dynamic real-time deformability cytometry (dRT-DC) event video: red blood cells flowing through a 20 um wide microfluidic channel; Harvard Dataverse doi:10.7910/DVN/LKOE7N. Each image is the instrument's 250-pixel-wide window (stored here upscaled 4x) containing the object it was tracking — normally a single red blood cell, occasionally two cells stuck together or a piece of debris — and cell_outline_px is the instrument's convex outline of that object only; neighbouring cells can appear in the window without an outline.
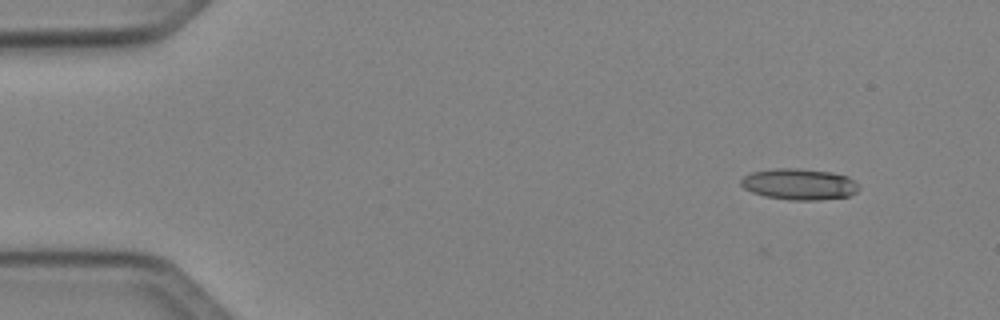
{"species": "Egyptian fruit bat (a non-hibernating species)", "species_latin": "Rousettus aegyptiacus", "temperature_condition": "cold", "stored_images_in_passage": 3, "camera_frame_rate_fps": 3000, "um_per_image_px": 0.085, "animal": {"sex": "female"}, "frame": {"image": 1, "passage_image": 3, "time_ms": 0.667, "image_size_px": [1000, 320], "cell_outline_px": [[860, 188], [856, 192], [848, 196], [820, 200], [788, 200], [764, 196], [752, 192], [744, 188], [740, 184], [740, 180], [744, 176], [752, 172], [776, 168], [796, 168], [832, 172], [848, 176]], "centroid_in_image_um": [67.91, 15.66], "position_along_channel_um": 17.1, "area_um2": 21.44}}